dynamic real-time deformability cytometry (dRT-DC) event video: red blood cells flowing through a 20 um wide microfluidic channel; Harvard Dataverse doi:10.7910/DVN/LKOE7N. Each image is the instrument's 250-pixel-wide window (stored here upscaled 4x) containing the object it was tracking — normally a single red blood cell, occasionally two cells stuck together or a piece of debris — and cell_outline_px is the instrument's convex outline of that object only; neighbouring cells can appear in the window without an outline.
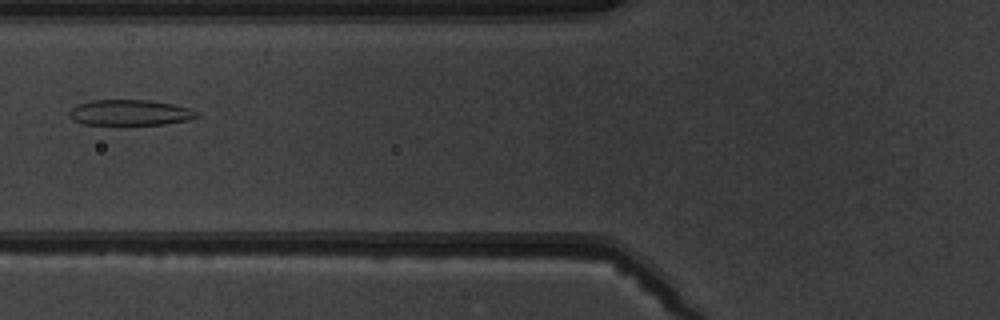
{"species": "common noctule bat (a hibernating species)", "species_latin": "Nyctalus noctula", "temperature_condition": "warm", "stored_images_in_passage": 8, "camera_frame_rate_fps": 3000, "um_per_image_px": 0.085, "animal": {"sex": "male", "body_mass_g": 19.5, "forearm_length_mm": 54.6}, "frame": {"image": 1, "passage_image": 7, "time_ms": 7.667, "image_size_px": [1000, 320], "cell_outline_px": [[200, 116], [188, 120], [164, 124], [84, 124], [72, 120], [68, 116], [68, 112], [72, 108], [80, 104], [92, 100], [152, 100], [172, 104], [188, 108], [196, 112]], "centroid_in_image_um": [11.03, 9.57], "position_along_channel_um": 114.8, "area_um2": 18.9}}
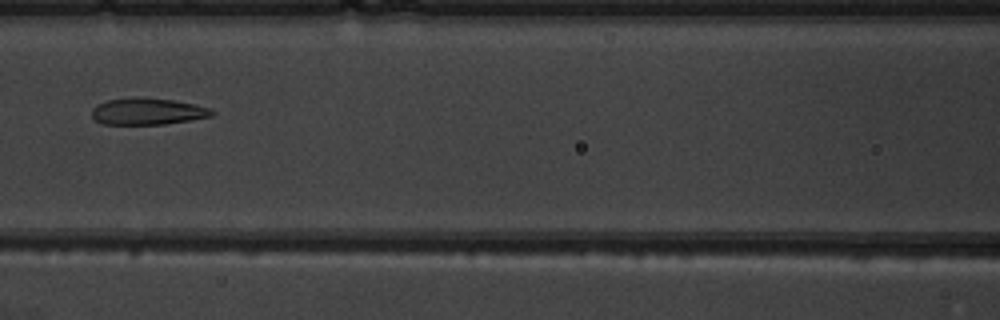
{"frame": {"image": 2, "passage_image": 8, "time_ms": 8.667, "image_size_px": [1000, 320], "cell_outline_px": [[216, 112], [212, 116], [164, 124], [104, 124], [96, 120], [92, 116], [92, 108], [96, 104], [108, 100], [136, 96], [144, 96], [172, 100], [196, 104], [208, 108]], "centroid_in_image_um": [12.53, 9.45], "position_along_channel_um": 154.1, "area_um2": 18.79}}